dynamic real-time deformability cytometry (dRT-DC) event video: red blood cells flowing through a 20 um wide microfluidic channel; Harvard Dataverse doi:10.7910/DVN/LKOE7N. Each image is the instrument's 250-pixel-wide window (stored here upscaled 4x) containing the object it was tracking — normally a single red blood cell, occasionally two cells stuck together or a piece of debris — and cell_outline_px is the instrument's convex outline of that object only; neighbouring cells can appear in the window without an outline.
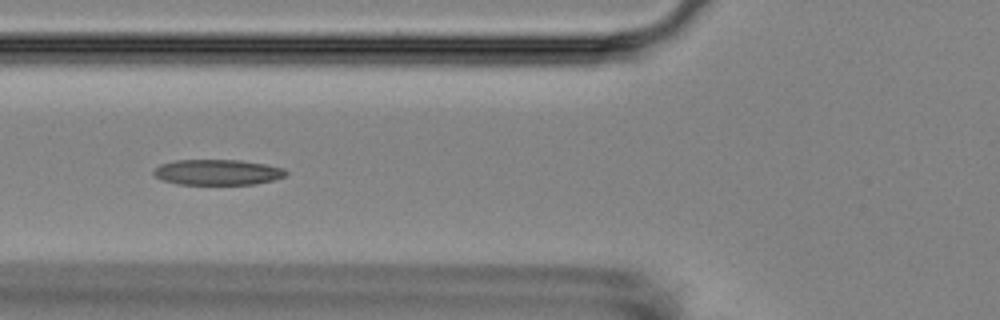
{"species": "Egyptian fruit bat (a non-hibernating species)", "species_latin": "Rousettus aegyptiacus", "temperature_condition": "room temperature", "stored_images_in_passage": 5, "camera_frame_rate_fps": 3000, "um_per_image_px": 0.085, "animal": {"sex": "female"}, "frame": {"image": 1, "passage_image": 5, "time_ms": 4.667, "image_size_px": [1000, 320], "cell_outline_px": [[288, 172], [284, 176], [272, 180], [256, 184], [176, 184], [164, 180], [156, 176], [152, 172], [160, 164], [176, 160], [240, 160], [264, 164], [284, 168]], "centroid_in_image_um": [18.49, 14.63], "position_along_channel_um": 107.3, "area_um2": 19.54}}